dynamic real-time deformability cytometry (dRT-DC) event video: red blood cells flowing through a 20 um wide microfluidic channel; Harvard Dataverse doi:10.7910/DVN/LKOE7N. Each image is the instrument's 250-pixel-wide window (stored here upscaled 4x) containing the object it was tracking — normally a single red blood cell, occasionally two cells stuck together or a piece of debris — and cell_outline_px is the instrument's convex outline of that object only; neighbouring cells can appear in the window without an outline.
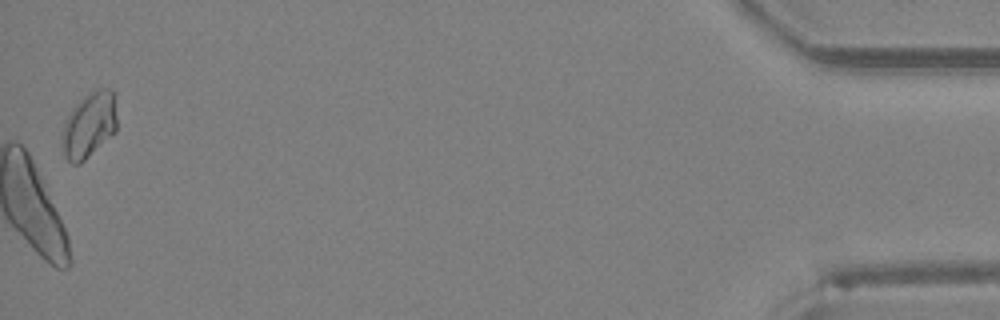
{"species": "Egyptian fruit bat (a non-hibernating species)", "species_latin": "Rousettus aegyptiacus", "temperature_condition": "room temperature", "stored_images_in_passage": 41, "camera_frame_rate_fps": 3000, "um_per_image_px": 0.085, "animal": {"sex": "female"}, "frame": {"image": 1, "passage_image": 41, "time_ms": 13.333, "image_size_px": [1000, 320], "cell_outline_px": [[116, 132], [80, 164], [72, 164], [64, 156], [60, 136], [64, 120], [72, 108], [84, 96], [96, 88], [112, 88], [116, 116]], "centroid_in_image_um": [7.54, 10.64], "position_along_channel_um": 427.7, "area_um2": 21.21}}